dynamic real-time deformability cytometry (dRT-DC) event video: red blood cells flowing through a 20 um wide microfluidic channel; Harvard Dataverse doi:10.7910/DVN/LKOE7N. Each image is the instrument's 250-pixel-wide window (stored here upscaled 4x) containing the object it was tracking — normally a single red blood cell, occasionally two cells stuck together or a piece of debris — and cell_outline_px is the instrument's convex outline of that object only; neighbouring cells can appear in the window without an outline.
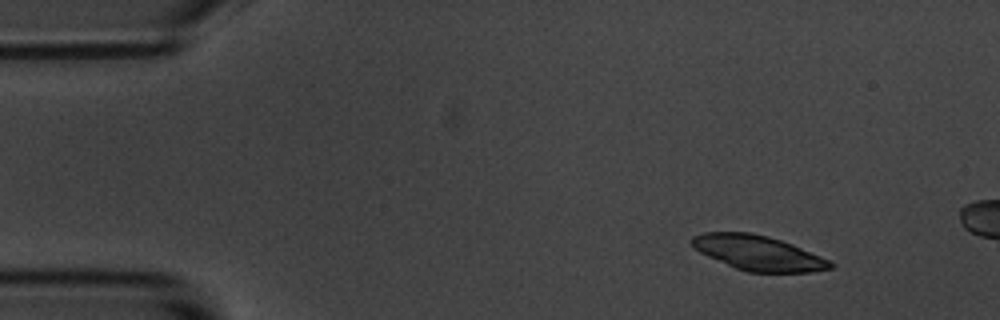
{"species": "common noctule bat (a hibernating species)", "species_latin": "Nyctalus noctula", "temperature_condition": "room temperature", "stored_images_in_passage": 4, "camera_frame_rate_fps": 3000, "um_per_image_px": 0.085, "animal": {"sex": "male", "body_mass_g": 20.1, "forearm_length_mm": 53.5}, "frame": {"image": 1, "passage_image": 1, "time_ms": 0.0, "image_size_px": [1000, 320], "cell_outline_px": [[836, 264], [832, 268], [812, 272], [748, 272], [736, 268], [708, 256], [700, 252], [688, 240], [692, 236], [704, 232], [748, 232], [768, 236], [792, 244], [820, 256]], "centroid_in_image_um": [64.44, 21.49], "position_along_channel_um": 20.6, "area_um2": 27.92}}